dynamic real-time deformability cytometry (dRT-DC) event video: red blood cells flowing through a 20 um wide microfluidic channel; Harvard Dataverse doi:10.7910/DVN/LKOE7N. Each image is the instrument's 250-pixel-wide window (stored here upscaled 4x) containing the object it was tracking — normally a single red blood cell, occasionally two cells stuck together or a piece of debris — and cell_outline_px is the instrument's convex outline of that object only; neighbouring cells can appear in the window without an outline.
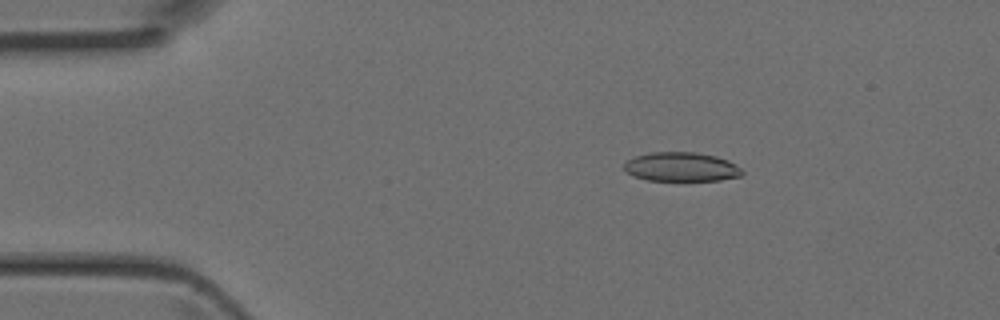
{"species": "Egyptian fruit bat (a non-hibernating species)", "species_latin": "Rousettus aegyptiacus", "temperature_condition": "room temperature", "stored_images_in_passage": 5, "camera_frame_rate_fps": 3000, "um_per_image_px": 0.085, "animal": {"sex": "female"}, "frame": {"image": 1, "passage_image": 3, "time_ms": 0.667, "image_size_px": [1000, 320], "cell_outline_px": [[744, 172], [740, 176], [720, 180], [648, 180], [632, 176], [624, 168], [624, 164], [628, 160], [636, 156], [652, 152], [696, 152], [716, 156], [728, 160], [740, 168]], "centroid_in_image_um": [57.91, 14.18], "position_along_channel_um": 27.1, "area_um2": 19.88}}
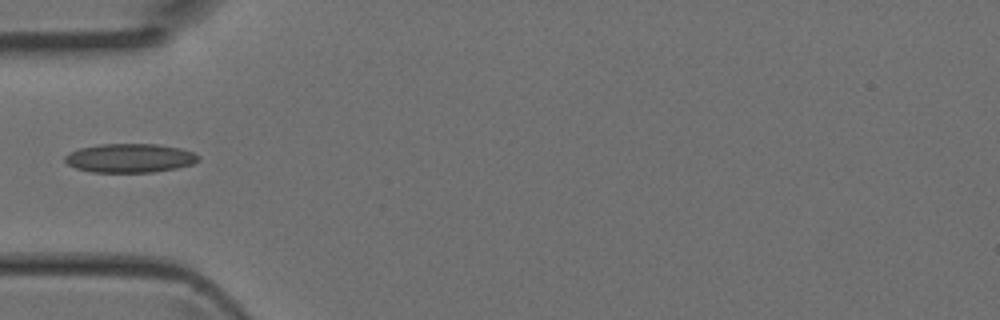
{"frame": {"image": 2, "passage_image": 5, "time_ms": 1.333, "image_size_px": [1000, 320], "cell_outline_px": [[200, 160], [192, 164], [176, 168], [152, 172], [92, 172], [76, 168], [68, 164], [64, 160], [64, 156], [68, 152], [80, 148], [100, 144], [156, 144], [180, 148], [192, 152], [200, 156]], "centroid_in_image_um": [11.03, 13.43], "position_along_channel_um": 74.0, "area_um2": 22.48}}